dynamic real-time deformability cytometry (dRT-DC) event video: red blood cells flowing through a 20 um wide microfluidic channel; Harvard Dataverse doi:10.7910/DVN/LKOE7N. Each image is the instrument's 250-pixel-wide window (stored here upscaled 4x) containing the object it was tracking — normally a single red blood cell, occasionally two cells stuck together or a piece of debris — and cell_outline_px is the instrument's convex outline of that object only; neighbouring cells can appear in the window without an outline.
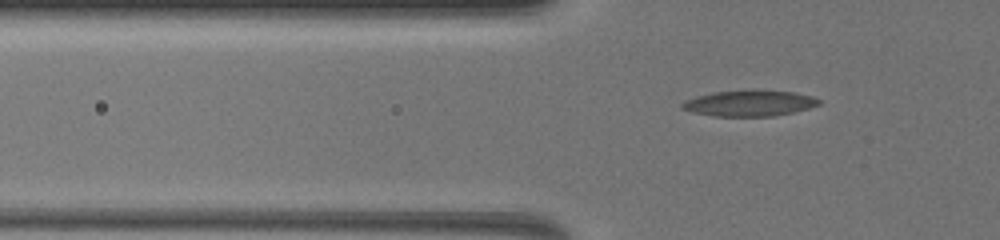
{"species": "common noctule bat (a hibernating species)", "species_latin": "Nyctalus noctula", "temperature_condition": "warm", "stored_images_in_passage": 21, "camera_frame_rate_fps": 3000, "um_per_image_px": 0.085, "animal": {"sex": "female", "body_mass_g": 19.5, "forearm_length_mm": 54.1}, "frame": {"image": 1, "passage_image": 4, "time_ms": 1.0, "image_size_px": [1000, 240], "cell_outline_px": [[820, 104], [808, 108], [792, 112], [772, 116], [716, 116], [692, 112], [680, 108], [680, 104], [688, 100], [700, 96], [716, 92], [792, 92], [812, 96], [820, 100]], "centroid_in_image_um": [63.7, 8.81], "position_along_channel_um": 62.1, "area_um2": 19.59}}
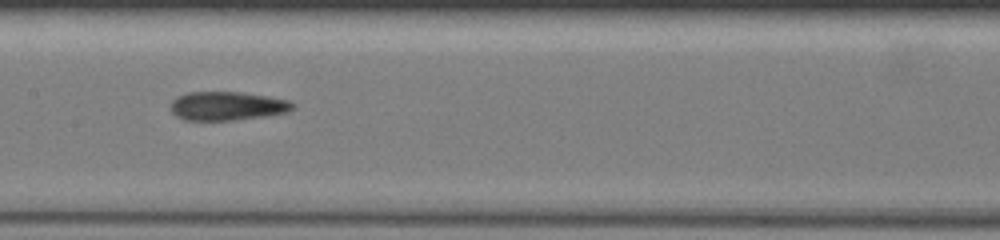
{"frame": {"image": 2, "passage_image": 13, "time_ms": 4.333, "image_size_px": [1000, 240], "cell_outline_px": [[296, 108], [288, 112], [264, 116], [236, 120], [184, 120], [176, 116], [172, 112], [172, 100], [176, 96], [188, 92], [240, 92], [268, 96], [288, 100], [296, 104]], "centroid_in_image_um": [19.34, 9.01], "position_along_channel_um": 188.1, "area_um2": 20.58}}
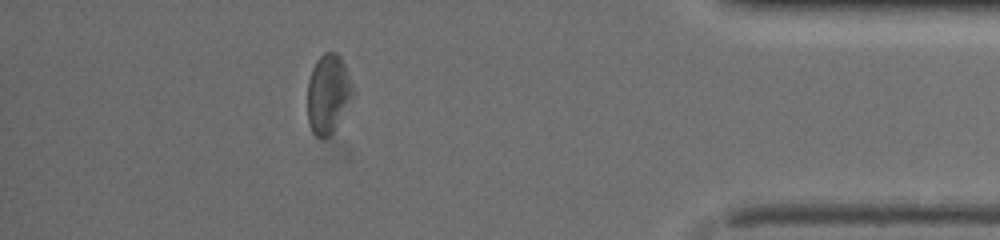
{"frame": {"image": 3, "passage_image": 20, "time_ms": 10.667, "image_size_px": [1000, 240], "cell_outline_px": [[352, 96], [336, 128], [328, 136], [316, 136], [312, 132], [308, 120], [308, 80], [312, 68], [316, 60], [324, 52], [336, 52], [340, 56], [344, 64], [352, 84]], "centroid_in_image_um": [27.87, 7.95], "position_along_channel_um": 407.3, "area_um2": 20.58}, "authors_computed_cell_mechanics": {"area_um2": 20.5768, "velocity_mm_per_s": 4.0369, "shape_relaxation_time_tau1_ms": 3.198, "shape_relaxation_time_tau2_ms": 3.8401, "deformation_change_tau1": 0.1186, "deformation_change_tau2": 0.1425}}